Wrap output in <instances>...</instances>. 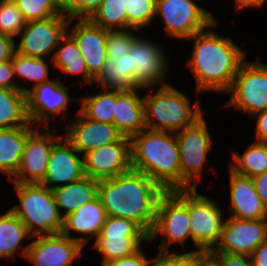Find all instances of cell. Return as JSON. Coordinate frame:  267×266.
I'll use <instances>...</instances> for the list:
<instances>
[{"label": "cell", "mask_w": 267, "mask_h": 266, "mask_svg": "<svg viewBox=\"0 0 267 266\" xmlns=\"http://www.w3.org/2000/svg\"><path fill=\"white\" fill-rule=\"evenodd\" d=\"M218 21L186 40L194 41L191 57L186 62L195 79L194 94L206 91L226 93L247 60L248 51L235 44L230 36H220L211 30L218 26Z\"/></svg>", "instance_id": "1"}, {"label": "cell", "mask_w": 267, "mask_h": 266, "mask_svg": "<svg viewBox=\"0 0 267 266\" xmlns=\"http://www.w3.org/2000/svg\"><path fill=\"white\" fill-rule=\"evenodd\" d=\"M164 192L144 173L134 170L98 181V197L106 215L132 220L148 235L155 223L158 200Z\"/></svg>", "instance_id": "2"}, {"label": "cell", "mask_w": 267, "mask_h": 266, "mask_svg": "<svg viewBox=\"0 0 267 266\" xmlns=\"http://www.w3.org/2000/svg\"><path fill=\"white\" fill-rule=\"evenodd\" d=\"M130 140L132 170L144 173L164 191L181 190L175 133L144 129Z\"/></svg>", "instance_id": "3"}, {"label": "cell", "mask_w": 267, "mask_h": 266, "mask_svg": "<svg viewBox=\"0 0 267 266\" xmlns=\"http://www.w3.org/2000/svg\"><path fill=\"white\" fill-rule=\"evenodd\" d=\"M146 89L150 90L143 96L145 127L148 130L176 133L204 115L199 100L192 107L190 98L169 83Z\"/></svg>", "instance_id": "4"}, {"label": "cell", "mask_w": 267, "mask_h": 266, "mask_svg": "<svg viewBox=\"0 0 267 266\" xmlns=\"http://www.w3.org/2000/svg\"><path fill=\"white\" fill-rule=\"evenodd\" d=\"M19 204L10 210L25 224L34 237L61 233L63 217L58 211L52 190L39 183H13Z\"/></svg>", "instance_id": "5"}, {"label": "cell", "mask_w": 267, "mask_h": 266, "mask_svg": "<svg viewBox=\"0 0 267 266\" xmlns=\"http://www.w3.org/2000/svg\"><path fill=\"white\" fill-rule=\"evenodd\" d=\"M190 216L187 208V189L165 191L159 198L149 243L161 236L159 253H176L169 250L170 244L180 243L183 250L185 241L191 238Z\"/></svg>", "instance_id": "6"}, {"label": "cell", "mask_w": 267, "mask_h": 266, "mask_svg": "<svg viewBox=\"0 0 267 266\" xmlns=\"http://www.w3.org/2000/svg\"><path fill=\"white\" fill-rule=\"evenodd\" d=\"M187 208L190 216L191 238L196 250L185 252L198 255L211 252L218 244L225 219L217 201L199 194L196 189H187Z\"/></svg>", "instance_id": "7"}, {"label": "cell", "mask_w": 267, "mask_h": 266, "mask_svg": "<svg viewBox=\"0 0 267 266\" xmlns=\"http://www.w3.org/2000/svg\"><path fill=\"white\" fill-rule=\"evenodd\" d=\"M206 122L203 115L193 125L175 133L180 155L181 190L196 189V182L201 179L213 143Z\"/></svg>", "instance_id": "8"}, {"label": "cell", "mask_w": 267, "mask_h": 266, "mask_svg": "<svg viewBox=\"0 0 267 266\" xmlns=\"http://www.w3.org/2000/svg\"><path fill=\"white\" fill-rule=\"evenodd\" d=\"M226 93L232 94L228 108L253 116L267 109V65L260 60L244 61Z\"/></svg>", "instance_id": "9"}, {"label": "cell", "mask_w": 267, "mask_h": 266, "mask_svg": "<svg viewBox=\"0 0 267 266\" xmlns=\"http://www.w3.org/2000/svg\"><path fill=\"white\" fill-rule=\"evenodd\" d=\"M163 19L165 33L187 40L217 20L198 3L189 0H156L155 17Z\"/></svg>", "instance_id": "10"}, {"label": "cell", "mask_w": 267, "mask_h": 266, "mask_svg": "<svg viewBox=\"0 0 267 266\" xmlns=\"http://www.w3.org/2000/svg\"><path fill=\"white\" fill-rule=\"evenodd\" d=\"M138 36L129 51L134 68V88L157 87L167 84L165 81L168 67L167 55L160 45L151 39ZM145 38V39H144Z\"/></svg>", "instance_id": "11"}, {"label": "cell", "mask_w": 267, "mask_h": 266, "mask_svg": "<svg viewBox=\"0 0 267 266\" xmlns=\"http://www.w3.org/2000/svg\"><path fill=\"white\" fill-rule=\"evenodd\" d=\"M69 19L66 15H57L28 21L18 36L16 51L30 57L45 58L67 33Z\"/></svg>", "instance_id": "12"}, {"label": "cell", "mask_w": 267, "mask_h": 266, "mask_svg": "<svg viewBox=\"0 0 267 266\" xmlns=\"http://www.w3.org/2000/svg\"><path fill=\"white\" fill-rule=\"evenodd\" d=\"M34 128L24 144L23 154L17 172L10 178L13 183H40L46 174L49 156L53 146L63 137L54 135L45 127V133Z\"/></svg>", "instance_id": "13"}, {"label": "cell", "mask_w": 267, "mask_h": 266, "mask_svg": "<svg viewBox=\"0 0 267 266\" xmlns=\"http://www.w3.org/2000/svg\"><path fill=\"white\" fill-rule=\"evenodd\" d=\"M69 88L63 82L51 78L50 81L29 88L26 93L27 115L30 123L39 127L40 124L46 123L45 126L53 124L57 115L62 116L66 113L70 101ZM53 117V118H52Z\"/></svg>", "instance_id": "14"}, {"label": "cell", "mask_w": 267, "mask_h": 266, "mask_svg": "<svg viewBox=\"0 0 267 266\" xmlns=\"http://www.w3.org/2000/svg\"><path fill=\"white\" fill-rule=\"evenodd\" d=\"M32 238L34 240L19 251L35 266H71L85 247L61 233Z\"/></svg>", "instance_id": "15"}, {"label": "cell", "mask_w": 267, "mask_h": 266, "mask_svg": "<svg viewBox=\"0 0 267 266\" xmlns=\"http://www.w3.org/2000/svg\"><path fill=\"white\" fill-rule=\"evenodd\" d=\"M83 163L85 176L97 181L131 171L130 138L123 136L118 142L88 151L83 155Z\"/></svg>", "instance_id": "16"}, {"label": "cell", "mask_w": 267, "mask_h": 266, "mask_svg": "<svg viewBox=\"0 0 267 266\" xmlns=\"http://www.w3.org/2000/svg\"><path fill=\"white\" fill-rule=\"evenodd\" d=\"M267 239V219H226L220 239L211 253H228L251 256Z\"/></svg>", "instance_id": "17"}, {"label": "cell", "mask_w": 267, "mask_h": 266, "mask_svg": "<svg viewBox=\"0 0 267 266\" xmlns=\"http://www.w3.org/2000/svg\"><path fill=\"white\" fill-rule=\"evenodd\" d=\"M65 139L84 155L103 145L118 142L123 135L114 124L90 120L77 110V119L65 125Z\"/></svg>", "instance_id": "18"}, {"label": "cell", "mask_w": 267, "mask_h": 266, "mask_svg": "<svg viewBox=\"0 0 267 266\" xmlns=\"http://www.w3.org/2000/svg\"><path fill=\"white\" fill-rule=\"evenodd\" d=\"M73 20L69 19L67 34L75 41L89 74L95 78L108 59L106 50L108 30L94 25L89 19H77V23L71 29Z\"/></svg>", "instance_id": "19"}, {"label": "cell", "mask_w": 267, "mask_h": 266, "mask_svg": "<svg viewBox=\"0 0 267 266\" xmlns=\"http://www.w3.org/2000/svg\"><path fill=\"white\" fill-rule=\"evenodd\" d=\"M63 136L52 148L46 174L39 183L50 190L85 177L83 155Z\"/></svg>", "instance_id": "20"}, {"label": "cell", "mask_w": 267, "mask_h": 266, "mask_svg": "<svg viewBox=\"0 0 267 266\" xmlns=\"http://www.w3.org/2000/svg\"><path fill=\"white\" fill-rule=\"evenodd\" d=\"M230 217L243 220L267 219V209L256 191L253 179L229 168Z\"/></svg>", "instance_id": "21"}, {"label": "cell", "mask_w": 267, "mask_h": 266, "mask_svg": "<svg viewBox=\"0 0 267 266\" xmlns=\"http://www.w3.org/2000/svg\"><path fill=\"white\" fill-rule=\"evenodd\" d=\"M106 218L107 215L103 203L97 196L91 202L86 203L74 212L63 217L61 234L86 246L90 239H96L98 237ZM71 231L82 236L71 237Z\"/></svg>", "instance_id": "22"}, {"label": "cell", "mask_w": 267, "mask_h": 266, "mask_svg": "<svg viewBox=\"0 0 267 266\" xmlns=\"http://www.w3.org/2000/svg\"><path fill=\"white\" fill-rule=\"evenodd\" d=\"M141 88L115 90V112L113 124L124 136L131 138L146 129L143 96L138 95Z\"/></svg>", "instance_id": "23"}, {"label": "cell", "mask_w": 267, "mask_h": 266, "mask_svg": "<svg viewBox=\"0 0 267 266\" xmlns=\"http://www.w3.org/2000/svg\"><path fill=\"white\" fill-rule=\"evenodd\" d=\"M52 192L60 215L65 217L98 196V181L85 176Z\"/></svg>", "instance_id": "24"}, {"label": "cell", "mask_w": 267, "mask_h": 266, "mask_svg": "<svg viewBox=\"0 0 267 266\" xmlns=\"http://www.w3.org/2000/svg\"><path fill=\"white\" fill-rule=\"evenodd\" d=\"M34 128L33 125H25L0 129V172L8 176V180L17 172L27 135Z\"/></svg>", "instance_id": "25"}, {"label": "cell", "mask_w": 267, "mask_h": 266, "mask_svg": "<svg viewBox=\"0 0 267 266\" xmlns=\"http://www.w3.org/2000/svg\"><path fill=\"white\" fill-rule=\"evenodd\" d=\"M51 62L62 73L68 75H82L86 84H93L94 78L89 74L75 41L66 33L55 48Z\"/></svg>", "instance_id": "26"}, {"label": "cell", "mask_w": 267, "mask_h": 266, "mask_svg": "<svg viewBox=\"0 0 267 266\" xmlns=\"http://www.w3.org/2000/svg\"><path fill=\"white\" fill-rule=\"evenodd\" d=\"M32 125L27 115L26 94L0 87V129Z\"/></svg>", "instance_id": "27"}, {"label": "cell", "mask_w": 267, "mask_h": 266, "mask_svg": "<svg viewBox=\"0 0 267 266\" xmlns=\"http://www.w3.org/2000/svg\"><path fill=\"white\" fill-rule=\"evenodd\" d=\"M94 240L92 248L102 255V263L132 256L141 249L142 244L149 243V237L116 235H98Z\"/></svg>", "instance_id": "28"}, {"label": "cell", "mask_w": 267, "mask_h": 266, "mask_svg": "<svg viewBox=\"0 0 267 266\" xmlns=\"http://www.w3.org/2000/svg\"><path fill=\"white\" fill-rule=\"evenodd\" d=\"M32 238L25 224L9 209L0 216V259H13L24 239ZM20 246V247H19Z\"/></svg>", "instance_id": "29"}, {"label": "cell", "mask_w": 267, "mask_h": 266, "mask_svg": "<svg viewBox=\"0 0 267 266\" xmlns=\"http://www.w3.org/2000/svg\"><path fill=\"white\" fill-rule=\"evenodd\" d=\"M229 168L235 173L253 178L267 171V142L254 141L244 151L240 153L233 152Z\"/></svg>", "instance_id": "30"}, {"label": "cell", "mask_w": 267, "mask_h": 266, "mask_svg": "<svg viewBox=\"0 0 267 266\" xmlns=\"http://www.w3.org/2000/svg\"><path fill=\"white\" fill-rule=\"evenodd\" d=\"M103 91V92H102ZM78 109L86 118L113 124L115 112V90L101 89L98 94L84 95Z\"/></svg>", "instance_id": "31"}, {"label": "cell", "mask_w": 267, "mask_h": 266, "mask_svg": "<svg viewBox=\"0 0 267 266\" xmlns=\"http://www.w3.org/2000/svg\"><path fill=\"white\" fill-rule=\"evenodd\" d=\"M126 1L102 0L89 20L108 31L127 30Z\"/></svg>", "instance_id": "32"}, {"label": "cell", "mask_w": 267, "mask_h": 266, "mask_svg": "<svg viewBox=\"0 0 267 266\" xmlns=\"http://www.w3.org/2000/svg\"><path fill=\"white\" fill-rule=\"evenodd\" d=\"M15 79L18 76L23 80L32 82L35 87L50 81L49 63L44 58L30 57L15 51L12 58Z\"/></svg>", "instance_id": "33"}, {"label": "cell", "mask_w": 267, "mask_h": 266, "mask_svg": "<svg viewBox=\"0 0 267 266\" xmlns=\"http://www.w3.org/2000/svg\"><path fill=\"white\" fill-rule=\"evenodd\" d=\"M127 30L144 29L156 19V0H127Z\"/></svg>", "instance_id": "34"}, {"label": "cell", "mask_w": 267, "mask_h": 266, "mask_svg": "<svg viewBox=\"0 0 267 266\" xmlns=\"http://www.w3.org/2000/svg\"><path fill=\"white\" fill-rule=\"evenodd\" d=\"M26 23L14 0H0V34L17 38Z\"/></svg>", "instance_id": "35"}, {"label": "cell", "mask_w": 267, "mask_h": 266, "mask_svg": "<svg viewBox=\"0 0 267 266\" xmlns=\"http://www.w3.org/2000/svg\"><path fill=\"white\" fill-rule=\"evenodd\" d=\"M130 30H133L130 32ZM135 33L133 34V32ZM139 30H116L108 31L106 44H107V58L117 61L124 54L129 53L134 40L139 36L137 35Z\"/></svg>", "instance_id": "36"}, {"label": "cell", "mask_w": 267, "mask_h": 266, "mask_svg": "<svg viewBox=\"0 0 267 266\" xmlns=\"http://www.w3.org/2000/svg\"><path fill=\"white\" fill-rule=\"evenodd\" d=\"M99 235L149 237V235L134 221L122 217L111 216H107Z\"/></svg>", "instance_id": "37"}, {"label": "cell", "mask_w": 267, "mask_h": 266, "mask_svg": "<svg viewBox=\"0 0 267 266\" xmlns=\"http://www.w3.org/2000/svg\"><path fill=\"white\" fill-rule=\"evenodd\" d=\"M25 20H42L60 14L54 7L52 0H14Z\"/></svg>", "instance_id": "38"}, {"label": "cell", "mask_w": 267, "mask_h": 266, "mask_svg": "<svg viewBox=\"0 0 267 266\" xmlns=\"http://www.w3.org/2000/svg\"><path fill=\"white\" fill-rule=\"evenodd\" d=\"M149 266H198L197 255L158 252L151 260Z\"/></svg>", "instance_id": "39"}, {"label": "cell", "mask_w": 267, "mask_h": 266, "mask_svg": "<svg viewBox=\"0 0 267 266\" xmlns=\"http://www.w3.org/2000/svg\"><path fill=\"white\" fill-rule=\"evenodd\" d=\"M93 83L106 90H118L117 61L107 59L102 70L94 78Z\"/></svg>", "instance_id": "40"}, {"label": "cell", "mask_w": 267, "mask_h": 266, "mask_svg": "<svg viewBox=\"0 0 267 266\" xmlns=\"http://www.w3.org/2000/svg\"><path fill=\"white\" fill-rule=\"evenodd\" d=\"M118 90L126 91L134 89V68H132L131 56L124 54L117 60Z\"/></svg>", "instance_id": "41"}, {"label": "cell", "mask_w": 267, "mask_h": 266, "mask_svg": "<svg viewBox=\"0 0 267 266\" xmlns=\"http://www.w3.org/2000/svg\"><path fill=\"white\" fill-rule=\"evenodd\" d=\"M0 87L8 89H19L25 94L29 91L28 87H24L23 84L19 85V83L15 79L12 60L0 63Z\"/></svg>", "instance_id": "42"}, {"label": "cell", "mask_w": 267, "mask_h": 266, "mask_svg": "<svg viewBox=\"0 0 267 266\" xmlns=\"http://www.w3.org/2000/svg\"><path fill=\"white\" fill-rule=\"evenodd\" d=\"M102 0H74V20L89 19Z\"/></svg>", "instance_id": "43"}, {"label": "cell", "mask_w": 267, "mask_h": 266, "mask_svg": "<svg viewBox=\"0 0 267 266\" xmlns=\"http://www.w3.org/2000/svg\"><path fill=\"white\" fill-rule=\"evenodd\" d=\"M151 258H146L142 248L129 257H123L118 260H113L107 263H102L101 266H149Z\"/></svg>", "instance_id": "44"}, {"label": "cell", "mask_w": 267, "mask_h": 266, "mask_svg": "<svg viewBox=\"0 0 267 266\" xmlns=\"http://www.w3.org/2000/svg\"><path fill=\"white\" fill-rule=\"evenodd\" d=\"M224 266H253L251 256L228 253H212Z\"/></svg>", "instance_id": "45"}, {"label": "cell", "mask_w": 267, "mask_h": 266, "mask_svg": "<svg viewBox=\"0 0 267 266\" xmlns=\"http://www.w3.org/2000/svg\"><path fill=\"white\" fill-rule=\"evenodd\" d=\"M16 38L0 34V63L11 61L16 51Z\"/></svg>", "instance_id": "46"}, {"label": "cell", "mask_w": 267, "mask_h": 266, "mask_svg": "<svg viewBox=\"0 0 267 266\" xmlns=\"http://www.w3.org/2000/svg\"><path fill=\"white\" fill-rule=\"evenodd\" d=\"M252 117L257 118L255 140L259 142H267V109L265 111L256 113Z\"/></svg>", "instance_id": "47"}, {"label": "cell", "mask_w": 267, "mask_h": 266, "mask_svg": "<svg viewBox=\"0 0 267 266\" xmlns=\"http://www.w3.org/2000/svg\"><path fill=\"white\" fill-rule=\"evenodd\" d=\"M258 196L263 206L267 209V171L252 178Z\"/></svg>", "instance_id": "48"}, {"label": "cell", "mask_w": 267, "mask_h": 266, "mask_svg": "<svg viewBox=\"0 0 267 266\" xmlns=\"http://www.w3.org/2000/svg\"><path fill=\"white\" fill-rule=\"evenodd\" d=\"M251 259L253 266H267V239L254 250Z\"/></svg>", "instance_id": "49"}, {"label": "cell", "mask_w": 267, "mask_h": 266, "mask_svg": "<svg viewBox=\"0 0 267 266\" xmlns=\"http://www.w3.org/2000/svg\"><path fill=\"white\" fill-rule=\"evenodd\" d=\"M55 9L63 15L74 19V0H52Z\"/></svg>", "instance_id": "50"}, {"label": "cell", "mask_w": 267, "mask_h": 266, "mask_svg": "<svg viewBox=\"0 0 267 266\" xmlns=\"http://www.w3.org/2000/svg\"><path fill=\"white\" fill-rule=\"evenodd\" d=\"M198 266H224L211 252H202L197 255Z\"/></svg>", "instance_id": "51"}, {"label": "cell", "mask_w": 267, "mask_h": 266, "mask_svg": "<svg viewBox=\"0 0 267 266\" xmlns=\"http://www.w3.org/2000/svg\"><path fill=\"white\" fill-rule=\"evenodd\" d=\"M266 0H235L237 10H241L244 7H260ZM241 8V9H240Z\"/></svg>", "instance_id": "52"}]
</instances>
